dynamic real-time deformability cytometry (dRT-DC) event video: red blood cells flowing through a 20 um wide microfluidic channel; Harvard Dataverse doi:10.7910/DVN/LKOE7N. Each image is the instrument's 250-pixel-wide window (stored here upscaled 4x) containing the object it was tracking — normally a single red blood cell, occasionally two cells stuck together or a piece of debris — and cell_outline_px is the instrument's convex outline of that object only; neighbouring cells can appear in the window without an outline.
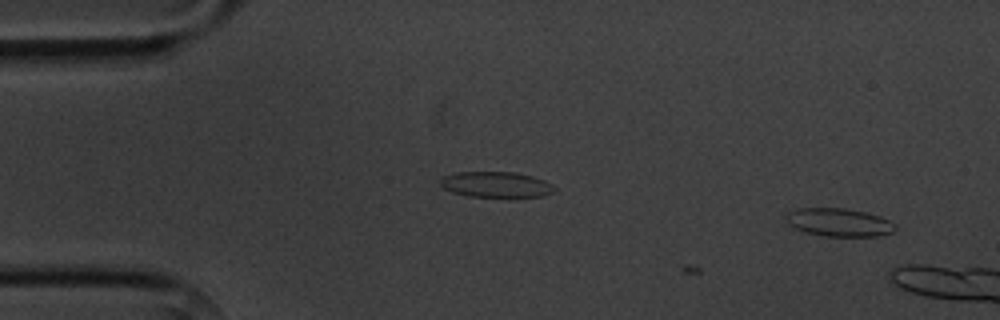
{"species": "common noctule bat (a hibernating species)", "species_latin": "Nyctalus noctula", "temperature_condition": "cold", "stored_images_in_passage": 3, "segment_of_instrument_passage": [2, 2], "camera_frame_rate_fps": 3000, "um_per_image_px": 0.085, "animal": {"sex": "male", "body_mass_g": 20.1, "forearm_length_mm": 53.5}, "frame": {"image": 1, "passage_image": 3, "time_ms": 3.0, "image_size_px": [1000, 320], "cell_outline_px": [[896, 228], [892, 232], [880, 236], [824, 236], [804, 232], [788, 224], [788, 212], [800, 208], [844, 208], [864, 212], [880, 216], [896, 224]], "centroid_in_image_um": [71.35, 18.91], "position_along_channel_um": 13.7, "area_um2": 17.74}}